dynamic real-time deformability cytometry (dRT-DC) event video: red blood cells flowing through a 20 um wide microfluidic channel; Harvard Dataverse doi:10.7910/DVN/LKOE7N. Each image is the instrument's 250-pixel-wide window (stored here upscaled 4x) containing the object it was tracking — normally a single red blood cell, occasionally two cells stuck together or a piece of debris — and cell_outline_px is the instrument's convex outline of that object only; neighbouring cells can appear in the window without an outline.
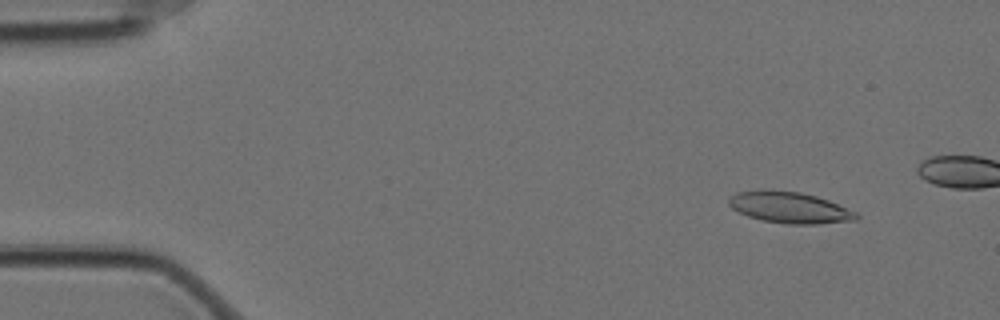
{"species": "Egyptian fruit bat (a non-hibernating species)", "species_latin": "Rousettus aegyptiacus", "temperature_condition": "cold", "stored_images_in_passage": 18, "camera_frame_rate_fps": 3000, "um_per_image_px": 0.085, "animal": {"sex": "female"}, "frame": {"image": 1, "passage_image": 6, "time_ms": 1.667, "image_size_px": [1000, 320], "cell_outline_px": [[860, 216], [856, 220], [816, 224], [788, 224], [764, 220], [748, 216], [732, 208], [728, 204], [728, 200], [736, 192], [764, 188], [772, 188], [800, 192], [816, 196], [828, 200], [856, 212]], "centroid_in_image_um": [67.1, 17.61], "position_along_channel_um": 17.9, "area_um2": 23.41}}